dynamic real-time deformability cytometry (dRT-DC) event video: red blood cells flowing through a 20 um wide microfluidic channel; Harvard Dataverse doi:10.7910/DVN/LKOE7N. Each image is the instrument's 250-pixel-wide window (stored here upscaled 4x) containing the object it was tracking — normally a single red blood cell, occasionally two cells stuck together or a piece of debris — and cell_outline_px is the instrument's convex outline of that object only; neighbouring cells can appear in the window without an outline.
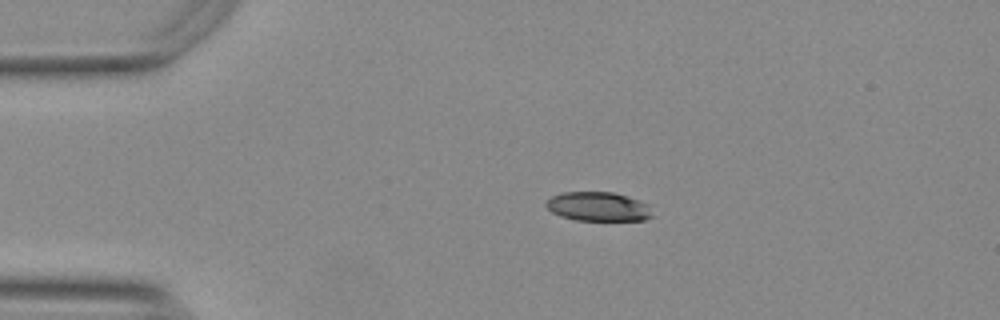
{"species": "Egyptian fruit bat (a non-hibernating species)", "species_latin": "Rousettus aegyptiacus", "temperature_condition": "warm", "stored_images_in_passage": 44, "camera_frame_rate_fps": 3000, "um_per_image_px": 0.085, "animal": {"sex": "female"}, "frame": {"image": 1, "passage_image": 1, "time_ms": 0.0, "image_size_px": [1000, 320], "cell_outline_px": [[652, 216], [644, 220], [576, 220], [560, 216], [552, 212], [544, 204], [544, 200], [552, 196], [564, 192], [612, 192], [636, 200], [644, 204]], "centroid_in_image_um": [50.73, 17.56], "position_along_channel_um": 34.3, "area_um2": 17.63}}
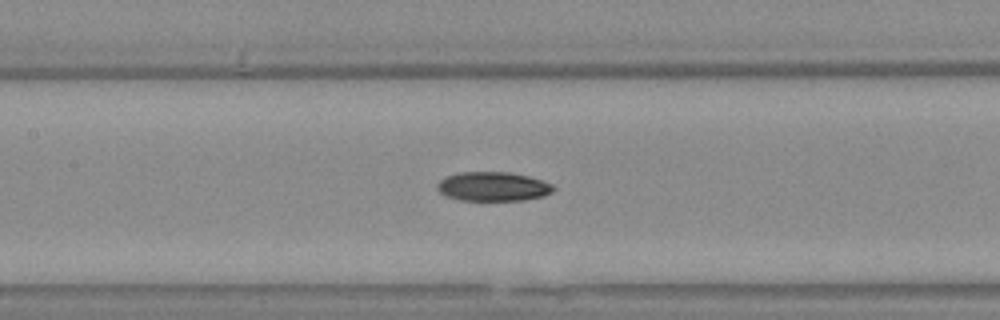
{"frame": {"image": 2, "passage_image": 15, "time_ms": 4.667, "image_size_px": [1000, 320], "cell_outline_px": [[556, 188], [552, 192], [544, 196], [524, 200], [460, 200], [444, 196], [436, 188], [436, 184], [440, 180], [448, 176], [460, 172], [508, 172], [528, 176], [552, 184]], "centroid_in_image_um": [41.89, 15.86], "position_along_channel_um": 165.5, "area_um2": 19.77}}
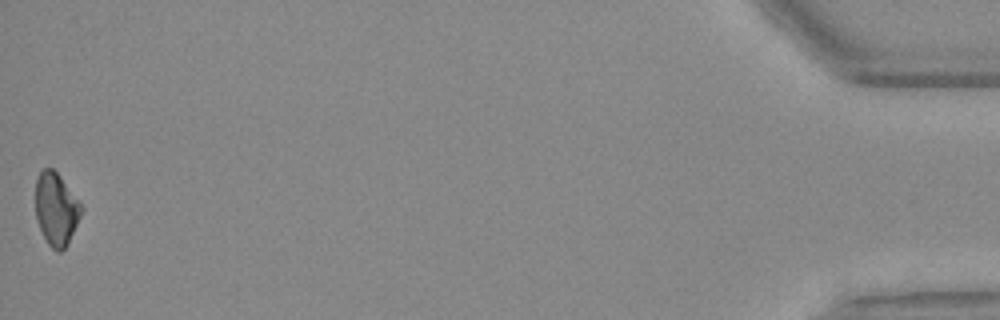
{"frame": {"image": 3, "passage_image": 44, "time_ms": 14.333, "image_size_px": [1000, 320], "cell_outline_px": [[84, 208], [68, 244], [60, 252], [56, 252], [48, 244], [40, 228], [36, 216], [36, 180], [40, 172], [44, 168], [52, 168], [60, 176]], "centroid_in_image_um": [4.78, 17.78], "position_along_channel_um": 430.4, "area_um2": 19.19}, "authors_computed_cell_mechanics": {"area_um2": 19.7387, "velocity_mm_per_s": 3.7609, "shape_relaxation_time_tau1_ms": 3.5832, "shape_relaxation_time_tau2_ms": null, "deformation_change_tau1": 0.1487, "deformation_change_tau2": null}}